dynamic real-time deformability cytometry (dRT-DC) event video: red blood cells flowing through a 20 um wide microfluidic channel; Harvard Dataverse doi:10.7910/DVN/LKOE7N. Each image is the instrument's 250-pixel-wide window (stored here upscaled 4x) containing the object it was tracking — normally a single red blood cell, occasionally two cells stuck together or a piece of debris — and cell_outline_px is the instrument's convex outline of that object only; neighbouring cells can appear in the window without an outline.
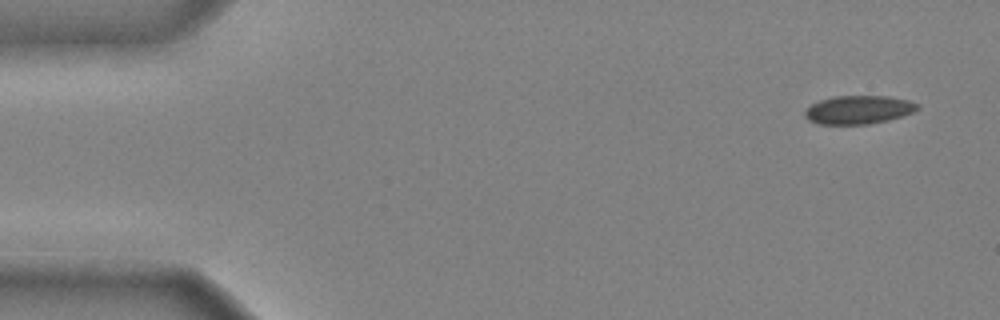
{"species": "common noctule bat (a hibernating species)", "species_latin": "Nyctalus noctula", "temperature_condition": "cold", "stored_images_in_passage": 44, "camera_frame_rate_fps": 3000, "um_per_image_px": 0.085, "animal": {"sex": "male", "body_mass_g": 20.4}, "frame": {"image": 1, "passage_image": 1, "time_ms": 0.0, "image_size_px": [1000, 320], "cell_outline_px": [[920, 108], [912, 112], [888, 120], [868, 124], [816, 124], [808, 120], [804, 116], [804, 112], [812, 104], [820, 100], [836, 96], [888, 96], [908, 100], [920, 104]], "centroid_in_image_um": [72.97, 9.33], "position_along_channel_um": 12.0, "area_um2": 18.61}}
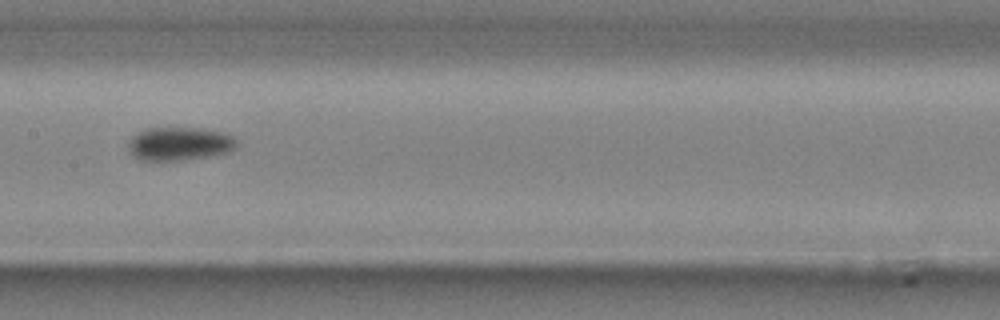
{"frame": {"image": 2, "passage_image": 23, "time_ms": 7.333, "image_size_px": [1000, 320], "cell_outline_px": [[236, 148], [232, 152], [188, 160], [140, 160], [132, 152], [128, 144], [144, 128], [200, 128], [224, 132], [232, 136], [236, 140]], "centroid_in_image_um": [15.35, 12.22], "position_along_channel_um": 192.0, "area_um2": 20.92}}
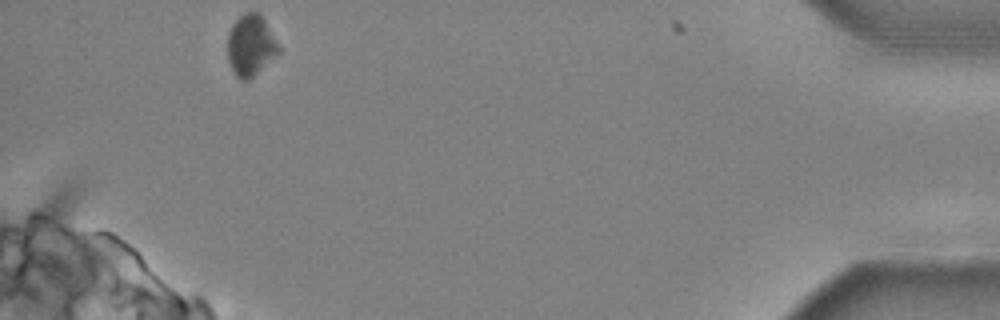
{"frame": {"image": 3, "passage_image": 44, "time_ms": 14.333, "image_size_px": [1000, 320], "cell_outline_px": [[280, 52], [248, 80], [240, 80], [232, 72], [228, 60], [228, 32], [232, 24], [244, 12], [260, 12], [280, 48]], "centroid_in_image_um": [21.28, 3.85], "position_along_channel_um": 413.9, "area_um2": 18.09}, "authors_computed_cell_mechanics": {"area_um2": 19.8832, "velocity_mm_per_s": 3.9609, "shape_relaxation_time_tau1_ms": 5.4562, "shape_relaxation_time_tau2_ms": null, "deformation_change_tau1": 0.1048, "deformation_change_tau2": null}}